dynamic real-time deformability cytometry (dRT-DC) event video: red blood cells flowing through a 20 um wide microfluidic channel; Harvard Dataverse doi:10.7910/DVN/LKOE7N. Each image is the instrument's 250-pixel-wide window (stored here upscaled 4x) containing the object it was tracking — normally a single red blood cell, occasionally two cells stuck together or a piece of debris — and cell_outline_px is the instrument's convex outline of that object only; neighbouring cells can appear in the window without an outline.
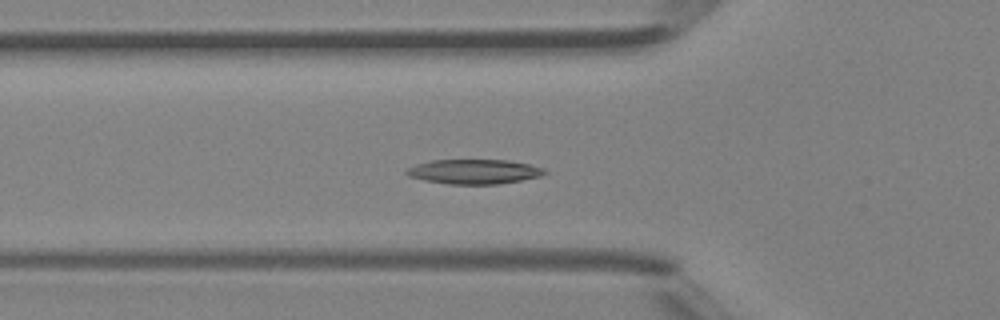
{"species": "Egyptian fruit bat (a non-hibernating species)", "species_latin": "Rousettus aegyptiacus", "temperature_condition": "room temperature", "stored_images_in_passage": 36, "camera_frame_rate_fps": 3000, "um_per_image_px": 0.085, "animal": {"sex": "female"}, "frame": {"image": 1, "passage_image": 5, "time_ms": 1.333, "image_size_px": [1000, 320], "cell_outline_px": [[548, 172], [540, 176], [520, 180], [496, 184], [448, 184], [424, 180], [408, 176], [404, 172], [408, 168], [416, 164], [432, 160], [508, 160], [528, 164], [544, 168]], "centroid_in_image_um": [40.28, 14.58], "position_along_channel_um": 85.5, "area_um2": 19.71}}
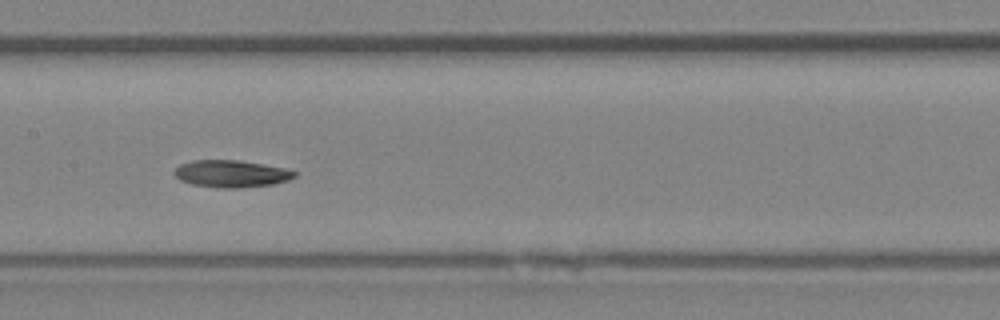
{"frame": {"image": 2, "passage_image": 12, "time_ms": 3.667, "image_size_px": [1000, 320], "cell_outline_px": [[296, 176], [288, 180], [272, 184], [240, 188], [216, 188], [192, 184], [180, 180], [172, 172], [180, 164], [192, 160], [240, 160], [284, 168], [296, 172]], "centroid_in_image_um": [19.63, 14.77], "position_along_channel_um": 187.8, "area_um2": 19.02}}
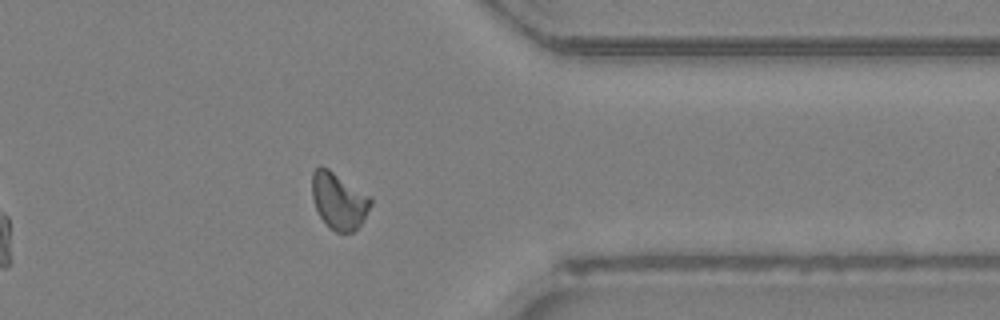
{"frame": {"image": 3, "passage_image": 26, "time_ms": 8.333, "image_size_px": [1000, 320], "cell_outline_px": [[372, 204], [364, 220], [352, 232], [336, 232], [320, 216], [316, 208], [312, 196], [312, 172], [320, 164], [328, 168], [372, 196]], "centroid_in_image_um": [28.82, 17.02], "position_along_channel_um": 382.6, "area_um2": 19.36}, "authors_computed_cell_mechanics": {"area_um2": 18.8717, "velocity_mm_per_s": 4.395, "shape_relaxation_time_tau1_ms": 5.2861, "shape_relaxation_time_tau2_ms": 4.1581, "deformation_change_tau1": 0.1402, "deformation_change_tau2": 0.1008}}